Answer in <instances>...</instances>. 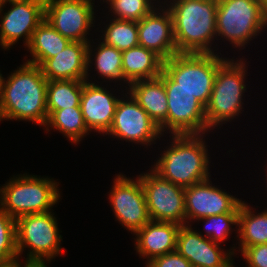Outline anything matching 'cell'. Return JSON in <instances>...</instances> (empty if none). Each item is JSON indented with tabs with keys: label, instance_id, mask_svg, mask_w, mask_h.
I'll return each mask as SVG.
<instances>
[{
	"label": "cell",
	"instance_id": "1",
	"mask_svg": "<svg viewBox=\"0 0 267 267\" xmlns=\"http://www.w3.org/2000/svg\"><path fill=\"white\" fill-rule=\"evenodd\" d=\"M47 84L48 80L38 65L21 64L4 80L0 121L28 120L45 127L48 120Z\"/></svg>",
	"mask_w": 267,
	"mask_h": 267
},
{
	"label": "cell",
	"instance_id": "2",
	"mask_svg": "<svg viewBox=\"0 0 267 267\" xmlns=\"http://www.w3.org/2000/svg\"><path fill=\"white\" fill-rule=\"evenodd\" d=\"M162 4L172 16L178 53H217L212 45L217 40L218 0H166Z\"/></svg>",
	"mask_w": 267,
	"mask_h": 267
},
{
	"label": "cell",
	"instance_id": "3",
	"mask_svg": "<svg viewBox=\"0 0 267 267\" xmlns=\"http://www.w3.org/2000/svg\"><path fill=\"white\" fill-rule=\"evenodd\" d=\"M204 135H172L171 144L151 169L163 179L184 188L210 178V157Z\"/></svg>",
	"mask_w": 267,
	"mask_h": 267
},
{
	"label": "cell",
	"instance_id": "4",
	"mask_svg": "<svg viewBox=\"0 0 267 267\" xmlns=\"http://www.w3.org/2000/svg\"><path fill=\"white\" fill-rule=\"evenodd\" d=\"M226 59L218 53H177L163 61L159 77L165 88L184 89L206 107L218 67Z\"/></svg>",
	"mask_w": 267,
	"mask_h": 267
},
{
	"label": "cell",
	"instance_id": "5",
	"mask_svg": "<svg viewBox=\"0 0 267 267\" xmlns=\"http://www.w3.org/2000/svg\"><path fill=\"white\" fill-rule=\"evenodd\" d=\"M17 176V177H16ZM0 187V207L15 220L52 210L61 196L54 178L19 174Z\"/></svg>",
	"mask_w": 267,
	"mask_h": 267
},
{
	"label": "cell",
	"instance_id": "6",
	"mask_svg": "<svg viewBox=\"0 0 267 267\" xmlns=\"http://www.w3.org/2000/svg\"><path fill=\"white\" fill-rule=\"evenodd\" d=\"M245 58L234 61L227 58L219 67L215 76L213 90L205 107L208 131L220 128L239 116L243 108V95L246 92L247 74ZM212 128V129H211Z\"/></svg>",
	"mask_w": 267,
	"mask_h": 267
},
{
	"label": "cell",
	"instance_id": "7",
	"mask_svg": "<svg viewBox=\"0 0 267 267\" xmlns=\"http://www.w3.org/2000/svg\"><path fill=\"white\" fill-rule=\"evenodd\" d=\"M266 27L267 17L258 0H218L217 40L224 37L222 41L225 39L240 50L246 48L245 45L257 38Z\"/></svg>",
	"mask_w": 267,
	"mask_h": 267
},
{
	"label": "cell",
	"instance_id": "8",
	"mask_svg": "<svg viewBox=\"0 0 267 267\" xmlns=\"http://www.w3.org/2000/svg\"><path fill=\"white\" fill-rule=\"evenodd\" d=\"M52 211L28 214L15 220L18 257L28 247L26 262L47 264L64 253L58 222ZM61 253V254H60Z\"/></svg>",
	"mask_w": 267,
	"mask_h": 267
},
{
	"label": "cell",
	"instance_id": "9",
	"mask_svg": "<svg viewBox=\"0 0 267 267\" xmlns=\"http://www.w3.org/2000/svg\"><path fill=\"white\" fill-rule=\"evenodd\" d=\"M149 170L138 177L144 189L151 221L186 225L185 188Z\"/></svg>",
	"mask_w": 267,
	"mask_h": 267
},
{
	"label": "cell",
	"instance_id": "10",
	"mask_svg": "<svg viewBox=\"0 0 267 267\" xmlns=\"http://www.w3.org/2000/svg\"><path fill=\"white\" fill-rule=\"evenodd\" d=\"M94 1L45 0L44 19L70 41L90 42L87 34L95 27Z\"/></svg>",
	"mask_w": 267,
	"mask_h": 267
},
{
	"label": "cell",
	"instance_id": "11",
	"mask_svg": "<svg viewBox=\"0 0 267 267\" xmlns=\"http://www.w3.org/2000/svg\"><path fill=\"white\" fill-rule=\"evenodd\" d=\"M109 202L119 223L133 235L151 221L144 189L139 177L118 174L109 191Z\"/></svg>",
	"mask_w": 267,
	"mask_h": 267
},
{
	"label": "cell",
	"instance_id": "12",
	"mask_svg": "<svg viewBox=\"0 0 267 267\" xmlns=\"http://www.w3.org/2000/svg\"><path fill=\"white\" fill-rule=\"evenodd\" d=\"M126 93L119 99L112 126L105 135L147 147L153 142L155 144L157 138L160 141L162 133L159 127L131 94Z\"/></svg>",
	"mask_w": 267,
	"mask_h": 267
},
{
	"label": "cell",
	"instance_id": "13",
	"mask_svg": "<svg viewBox=\"0 0 267 267\" xmlns=\"http://www.w3.org/2000/svg\"><path fill=\"white\" fill-rule=\"evenodd\" d=\"M165 90L168 112L167 119L159 126L162 136L166 131L172 135L205 133L207 135L205 107L184 89L165 88Z\"/></svg>",
	"mask_w": 267,
	"mask_h": 267
},
{
	"label": "cell",
	"instance_id": "14",
	"mask_svg": "<svg viewBox=\"0 0 267 267\" xmlns=\"http://www.w3.org/2000/svg\"><path fill=\"white\" fill-rule=\"evenodd\" d=\"M7 12L0 6V45L10 50L23 37L24 46H28L33 32L45 17V0H23L9 3ZM2 13L4 15H2Z\"/></svg>",
	"mask_w": 267,
	"mask_h": 267
},
{
	"label": "cell",
	"instance_id": "15",
	"mask_svg": "<svg viewBox=\"0 0 267 267\" xmlns=\"http://www.w3.org/2000/svg\"><path fill=\"white\" fill-rule=\"evenodd\" d=\"M241 203L242 199L213 186L211 178L195 183L185 188L186 225L212 215L239 213Z\"/></svg>",
	"mask_w": 267,
	"mask_h": 267
},
{
	"label": "cell",
	"instance_id": "16",
	"mask_svg": "<svg viewBox=\"0 0 267 267\" xmlns=\"http://www.w3.org/2000/svg\"><path fill=\"white\" fill-rule=\"evenodd\" d=\"M224 251L220 244L212 242L191 225H181L176 243V251L185 257L192 267H235L232 257L236 249Z\"/></svg>",
	"mask_w": 267,
	"mask_h": 267
},
{
	"label": "cell",
	"instance_id": "17",
	"mask_svg": "<svg viewBox=\"0 0 267 267\" xmlns=\"http://www.w3.org/2000/svg\"><path fill=\"white\" fill-rule=\"evenodd\" d=\"M155 8L138 22L139 45L153 51L163 61L176 55L173 20L168 8L163 5Z\"/></svg>",
	"mask_w": 267,
	"mask_h": 267
},
{
	"label": "cell",
	"instance_id": "18",
	"mask_svg": "<svg viewBox=\"0 0 267 267\" xmlns=\"http://www.w3.org/2000/svg\"><path fill=\"white\" fill-rule=\"evenodd\" d=\"M119 99L116 94L104 86L97 85L95 81H83L80 108L85 125L90 132L96 131L105 136L104 133L106 134L112 126Z\"/></svg>",
	"mask_w": 267,
	"mask_h": 267
},
{
	"label": "cell",
	"instance_id": "19",
	"mask_svg": "<svg viewBox=\"0 0 267 267\" xmlns=\"http://www.w3.org/2000/svg\"><path fill=\"white\" fill-rule=\"evenodd\" d=\"M89 42L71 41L56 56L46 59L39 67L48 81H86L87 48Z\"/></svg>",
	"mask_w": 267,
	"mask_h": 267
},
{
	"label": "cell",
	"instance_id": "20",
	"mask_svg": "<svg viewBox=\"0 0 267 267\" xmlns=\"http://www.w3.org/2000/svg\"><path fill=\"white\" fill-rule=\"evenodd\" d=\"M180 227L173 222L149 221L134 234L136 252L141 258L147 259L146 265L158 256L176 251Z\"/></svg>",
	"mask_w": 267,
	"mask_h": 267
},
{
	"label": "cell",
	"instance_id": "21",
	"mask_svg": "<svg viewBox=\"0 0 267 267\" xmlns=\"http://www.w3.org/2000/svg\"><path fill=\"white\" fill-rule=\"evenodd\" d=\"M127 90L158 127L167 119V94L160 77L134 81Z\"/></svg>",
	"mask_w": 267,
	"mask_h": 267
},
{
	"label": "cell",
	"instance_id": "22",
	"mask_svg": "<svg viewBox=\"0 0 267 267\" xmlns=\"http://www.w3.org/2000/svg\"><path fill=\"white\" fill-rule=\"evenodd\" d=\"M162 70L163 60L143 46L122 51V73L129 83L157 78Z\"/></svg>",
	"mask_w": 267,
	"mask_h": 267
},
{
	"label": "cell",
	"instance_id": "23",
	"mask_svg": "<svg viewBox=\"0 0 267 267\" xmlns=\"http://www.w3.org/2000/svg\"><path fill=\"white\" fill-rule=\"evenodd\" d=\"M99 44L96 45V48H94L93 51V44L91 41L88 44L87 48V80H89L90 74L88 73L90 71L91 64L93 65L94 61V67L95 71H97V74L99 77L103 78L104 80L109 81H119L122 83H126L127 87L124 86L126 89H128V86H130V83L125 79L123 73H122V51L117 50L115 47L111 45H107L104 42L98 41ZM92 43V45H91ZM98 46V47H97ZM96 51V52H95ZM93 56V57H92ZM94 58V59H93Z\"/></svg>",
	"mask_w": 267,
	"mask_h": 267
},
{
	"label": "cell",
	"instance_id": "24",
	"mask_svg": "<svg viewBox=\"0 0 267 267\" xmlns=\"http://www.w3.org/2000/svg\"><path fill=\"white\" fill-rule=\"evenodd\" d=\"M70 42L44 19L33 32L31 41L27 46L32 59L30 58L26 62L40 66L46 59L56 56Z\"/></svg>",
	"mask_w": 267,
	"mask_h": 267
},
{
	"label": "cell",
	"instance_id": "25",
	"mask_svg": "<svg viewBox=\"0 0 267 267\" xmlns=\"http://www.w3.org/2000/svg\"><path fill=\"white\" fill-rule=\"evenodd\" d=\"M252 207L242 201L239 210L237 238L240 240L238 252L250 246L267 243V208L263 212L254 213ZM238 230V231H237Z\"/></svg>",
	"mask_w": 267,
	"mask_h": 267
},
{
	"label": "cell",
	"instance_id": "26",
	"mask_svg": "<svg viewBox=\"0 0 267 267\" xmlns=\"http://www.w3.org/2000/svg\"><path fill=\"white\" fill-rule=\"evenodd\" d=\"M47 112L48 120L44 127L47 133L50 128L56 129L73 144H78L85 136L90 135L91 132L85 125L80 107L47 110Z\"/></svg>",
	"mask_w": 267,
	"mask_h": 267
},
{
	"label": "cell",
	"instance_id": "27",
	"mask_svg": "<svg viewBox=\"0 0 267 267\" xmlns=\"http://www.w3.org/2000/svg\"><path fill=\"white\" fill-rule=\"evenodd\" d=\"M83 81L52 80L47 84V110L80 107Z\"/></svg>",
	"mask_w": 267,
	"mask_h": 267
},
{
	"label": "cell",
	"instance_id": "28",
	"mask_svg": "<svg viewBox=\"0 0 267 267\" xmlns=\"http://www.w3.org/2000/svg\"><path fill=\"white\" fill-rule=\"evenodd\" d=\"M102 29L99 40L124 51L139 45L138 22L112 18ZM104 32V34H103Z\"/></svg>",
	"mask_w": 267,
	"mask_h": 267
},
{
	"label": "cell",
	"instance_id": "29",
	"mask_svg": "<svg viewBox=\"0 0 267 267\" xmlns=\"http://www.w3.org/2000/svg\"><path fill=\"white\" fill-rule=\"evenodd\" d=\"M155 1L157 0H108L106 4L110 6L109 12L115 15L114 18L139 22L153 11L161 0L156 4Z\"/></svg>",
	"mask_w": 267,
	"mask_h": 267
},
{
	"label": "cell",
	"instance_id": "30",
	"mask_svg": "<svg viewBox=\"0 0 267 267\" xmlns=\"http://www.w3.org/2000/svg\"><path fill=\"white\" fill-rule=\"evenodd\" d=\"M238 217L239 213H224L201 218L197 221L203 220L202 222L206 223L204 226L206 231L204 233L206 234L203 236L209 238L212 242L220 244L228 241L227 238H229L230 232H233L232 226H238Z\"/></svg>",
	"mask_w": 267,
	"mask_h": 267
},
{
	"label": "cell",
	"instance_id": "31",
	"mask_svg": "<svg viewBox=\"0 0 267 267\" xmlns=\"http://www.w3.org/2000/svg\"><path fill=\"white\" fill-rule=\"evenodd\" d=\"M16 258V222L0 207V263Z\"/></svg>",
	"mask_w": 267,
	"mask_h": 267
},
{
	"label": "cell",
	"instance_id": "32",
	"mask_svg": "<svg viewBox=\"0 0 267 267\" xmlns=\"http://www.w3.org/2000/svg\"><path fill=\"white\" fill-rule=\"evenodd\" d=\"M241 256L248 267H267V243L247 247Z\"/></svg>",
	"mask_w": 267,
	"mask_h": 267
},
{
	"label": "cell",
	"instance_id": "33",
	"mask_svg": "<svg viewBox=\"0 0 267 267\" xmlns=\"http://www.w3.org/2000/svg\"><path fill=\"white\" fill-rule=\"evenodd\" d=\"M148 267H192L191 263L177 251L154 258Z\"/></svg>",
	"mask_w": 267,
	"mask_h": 267
},
{
	"label": "cell",
	"instance_id": "34",
	"mask_svg": "<svg viewBox=\"0 0 267 267\" xmlns=\"http://www.w3.org/2000/svg\"><path fill=\"white\" fill-rule=\"evenodd\" d=\"M20 258H16V259H13V260H10L8 262H4V263H0V267H27L30 263L29 262H24V266H22L21 262L19 261Z\"/></svg>",
	"mask_w": 267,
	"mask_h": 267
},
{
	"label": "cell",
	"instance_id": "35",
	"mask_svg": "<svg viewBox=\"0 0 267 267\" xmlns=\"http://www.w3.org/2000/svg\"><path fill=\"white\" fill-rule=\"evenodd\" d=\"M264 15L267 17V0H258Z\"/></svg>",
	"mask_w": 267,
	"mask_h": 267
},
{
	"label": "cell",
	"instance_id": "36",
	"mask_svg": "<svg viewBox=\"0 0 267 267\" xmlns=\"http://www.w3.org/2000/svg\"><path fill=\"white\" fill-rule=\"evenodd\" d=\"M4 80H5V78L2 76L1 71H0V103H1V99H2Z\"/></svg>",
	"mask_w": 267,
	"mask_h": 267
},
{
	"label": "cell",
	"instance_id": "37",
	"mask_svg": "<svg viewBox=\"0 0 267 267\" xmlns=\"http://www.w3.org/2000/svg\"><path fill=\"white\" fill-rule=\"evenodd\" d=\"M20 1H23V0H0V6L4 4L6 5L8 2L12 3V2H20Z\"/></svg>",
	"mask_w": 267,
	"mask_h": 267
},
{
	"label": "cell",
	"instance_id": "38",
	"mask_svg": "<svg viewBox=\"0 0 267 267\" xmlns=\"http://www.w3.org/2000/svg\"><path fill=\"white\" fill-rule=\"evenodd\" d=\"M27 267H47L46 264L30 263Z\"/></svg>",
	"mask_w": 267,
	"mask_h": 267
},
{
	"label": "cell",
	"instance_id": "39",
	"mask_svg": "<svg viewBox=\"0 0 267 267\" xmlns=\"http://www.w3.org/2000/svg\"><path fill=\"white\" fill-rule=\"evenodd\" d=\"M266 168H267V167H266ZM265 175H266V177H267V169H266V174H265ZM265 180H267V178H265ZM266 183H267V181H266ZM266 190H267V189H266Z\"/></svg>",
	"mask_w": 267,
	"mask_h": 267
}]
</instances>
